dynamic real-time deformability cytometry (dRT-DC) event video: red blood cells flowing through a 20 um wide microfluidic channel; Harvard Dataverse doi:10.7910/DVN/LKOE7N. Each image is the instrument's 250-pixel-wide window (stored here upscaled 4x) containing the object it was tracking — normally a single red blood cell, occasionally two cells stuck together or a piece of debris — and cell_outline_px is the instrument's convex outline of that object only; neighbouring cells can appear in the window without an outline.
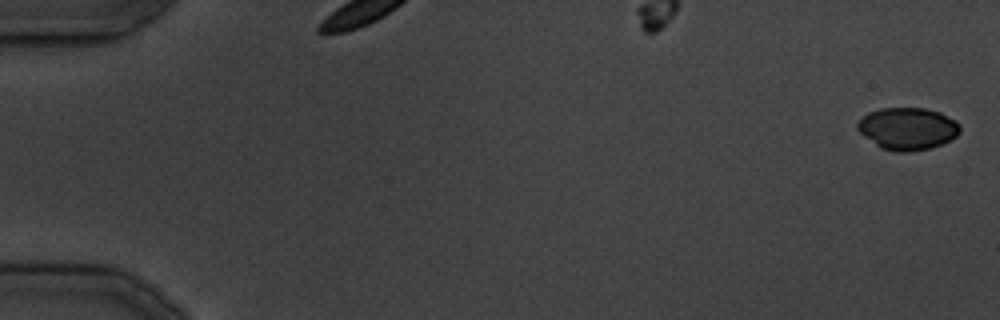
{"species": "common noctule bat (a hibernating species)", "species_latin": "Nyctalus noctula", "temperature_condition": "cold", "stored_images_in_passage": 35, "camera_frame_rate_fps": 3000, "um_per_image_px": 0.085, "animal": {"sex": "male", "body_mass_g": 19.5, "forearm_length_mm": 54.6}, "frame": {"image": 1, "passage_image": 1, "time_ms": 0.0, "image_size_px": [1000, 320], "cell_outline_px": [[960, 132], [956, 136], [940, 144], [928, 148], [908, 152], [896, 152], [880, 148], [864, 136], [856, 128], [856, 124], [868, 112], [880, 108], [924, 108], [940, 112], [956, 120], [960, 124]], "centroid_in_image_um": [77.13, 10.93], "position_along_channel_um": 7.9, "area_um2": 25.2}}
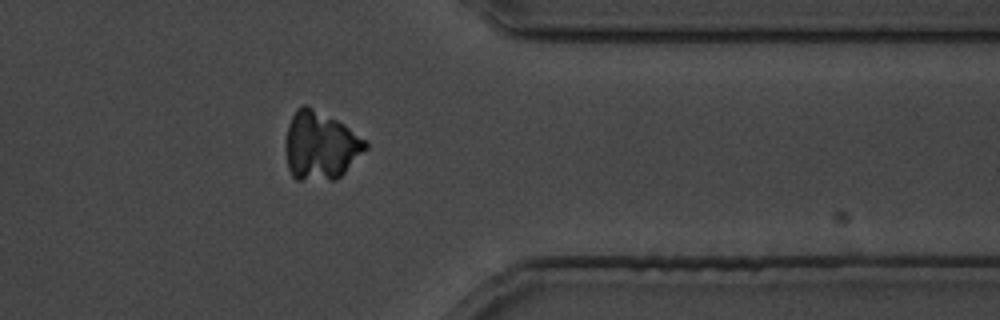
{"frame": {"image": 2, "passage_image": 29, "time_ms": 34.333, "image_size_px": [1000, 320], "cell_outline_px": [[368, 148], [336, 180], [296, 180], [292, 176], [288, 168], [284, 148], [284, 144], [288, 124], [296, 108], [304, 104], [308, 104], [344, 124], [364, 140], [368, 144]], "centroid_in_image_um": [27.19, 12.38], "position_along_channel_um": 384.2, "area_um2": 32.08}}
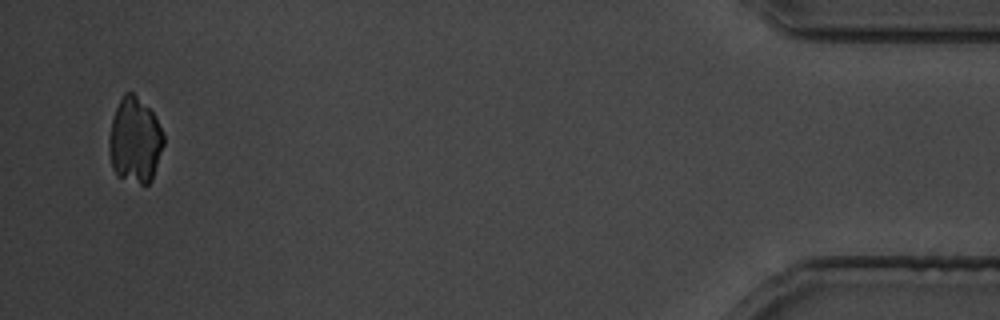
{"frame": {"image": 3, "passage_image": 35, "time_ms": 41.0, "image_size_px": [1000, 320], "cell_outline_px": [[164, 144], [152, 180], [148, 184], [140, 184], [116, 176], [112, 168], [108, 148], [108, 140], [112, 120], [116, 108], [124, 92], [132, 92], [156, 116], [164, 132]], "centroid_in_image_um": [11.47, 11.95], "position_along_channel_um": 423.7, "area_um2": 27.34}}